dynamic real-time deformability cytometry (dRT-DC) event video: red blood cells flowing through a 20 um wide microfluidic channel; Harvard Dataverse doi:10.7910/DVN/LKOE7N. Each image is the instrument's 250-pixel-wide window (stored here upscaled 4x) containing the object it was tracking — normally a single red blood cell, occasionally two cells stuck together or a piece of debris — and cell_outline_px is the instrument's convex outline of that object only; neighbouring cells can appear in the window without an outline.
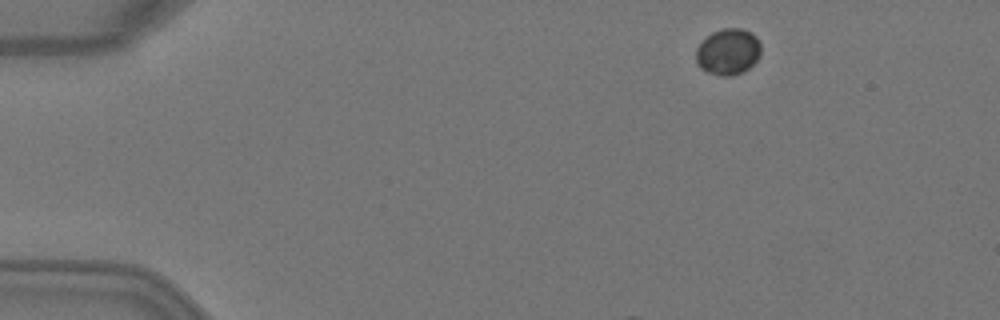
{"species": "Egyptian fruit bat (a non-hibernating species)", "species_latin": "Rousettus aegyptiacus", "temperature_condition": "warm", "stored_images_in_passage": 5, "camera_frame_rate_fps": 3000, "um_per_image_px": 0.085, "animal": {"sex": "female"}, "frame": {"image": 1, "passage_image": 1, "time_ms": 0.0, "image_size_px": [1000, 320], "cell_outline_px": [[760, 56], [748, 68], [740, 72], [728, 76], [724, 76], [708, 72], [700, 68], [696, 60], [696, 48], [712, 32], [724, 28], [740, 28], [752, 32], [756, 36], [760, 44]], "centroid_in_image_um": [61.89, 4.38], "position_along_channel_um": 23.1, "area_um2": 17.28}}
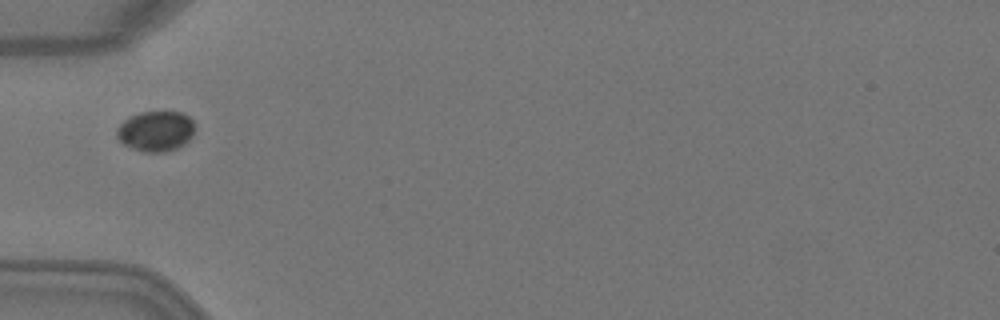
{"frame": {"image": 2, "passage_image": 4, "time_ms": 1.0, "image_size_px": [1000, 320], "cell_outline_px": [[196, 124], [192, 136], [184, 144], [176, 148], [164, 152], [144, 152], [132, 148], [124, 144], [116, 136], [116, 128], [128, 116], [140, 112], [184, 112]], "centroid_in_image_um": [13.24, 11.13], "position_along_channel_um": 71.8, "area_um2": 18.5}}
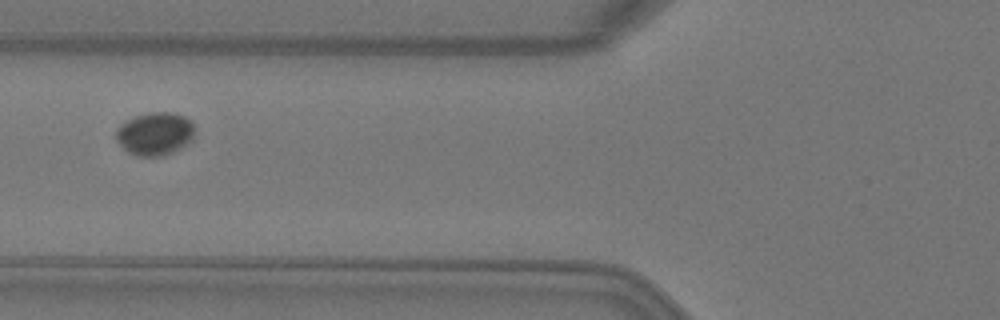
{"frame": {"image": 3, "passage_image": 5, "time_ms": 1.333, "image_size_px": [1000, 320], "cell_outline_px": [[192, 140], [180, 148], [164, 156], [136, 156], [128, 152], [116, 140], [116, 132], [120, 124], [136, 116], [148, 112], [172, 112], [184, 116], [192, 120]], "centroid_in_image_um": [13.16, 11.37], "position_along_channel_um": 112.6, "area_um2": 19.59}}